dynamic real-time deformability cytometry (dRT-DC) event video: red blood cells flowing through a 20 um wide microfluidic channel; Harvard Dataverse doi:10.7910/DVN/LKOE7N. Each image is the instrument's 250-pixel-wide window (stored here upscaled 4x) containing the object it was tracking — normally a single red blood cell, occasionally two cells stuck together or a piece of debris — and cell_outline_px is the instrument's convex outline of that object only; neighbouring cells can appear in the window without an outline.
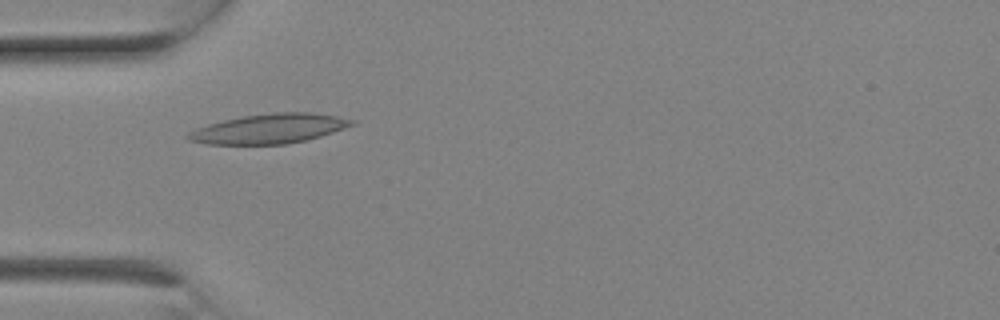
{"species": "Egyptian fruit bat (a non-hibernating species)", "species_latin": "Rousettus aegyptiacus", "temperature_condition": "room temperature", "stored_images_in_passage": 2, "camera_frame_rate_fps": 3000, "um_per_image_px": 0.085, "animal": {"sex": "female"}, "frame": {"image": 1, "passage_image": 2, "time_ms": 0.333, "image_size_px": [1000, 320], "cell_outline_px": [[356, 124], [308, 140], [284, 144], [208, 144], [188, 140], [184, 136], [188, 132], [196, 128], [208, 124], [240, 116], [276, 112], [312, 112], [336, 116], [356, 120]], "centroid_in_image_um": [22.88, 10.93], "position_along_channel_um": 62.1, "area_um2": 28.32}}